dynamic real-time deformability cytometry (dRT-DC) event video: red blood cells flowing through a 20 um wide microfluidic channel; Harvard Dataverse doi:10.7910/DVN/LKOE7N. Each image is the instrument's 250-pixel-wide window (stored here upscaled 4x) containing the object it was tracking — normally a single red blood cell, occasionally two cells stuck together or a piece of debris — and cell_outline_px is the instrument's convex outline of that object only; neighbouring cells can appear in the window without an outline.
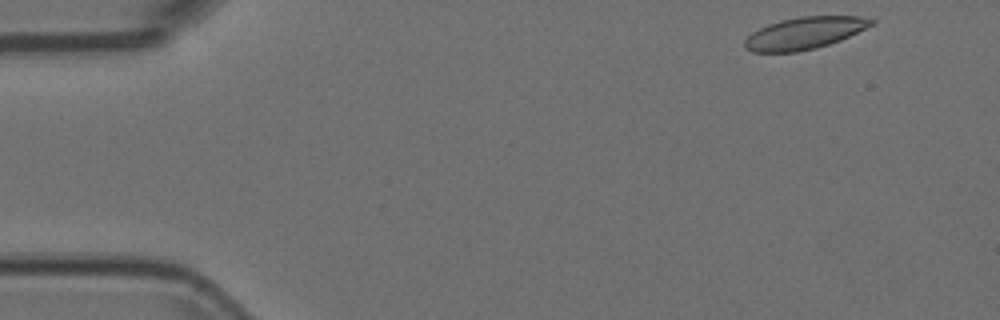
{"species": "Egyptian fruit bat (a non-hibernating species)", "species_latin": "Rousettus aegyptiacus", "temperature_condition": "room temperature", "stored_images_in_passage": 9, "camera_frame_rate_fps": 3000, "um_per_image_px": 0.085, "animal": {"sex": "female"}, "frame": {"image": 1, "passage_image": 1, "time_ms": 0.0, "image_size_px": [1000, 320], "cell_outline_px": [[876, 20], [872, 24], [840, 40], [816, 48], [796, 52], [752, 52], [744, 48], [744, 40], [752, 32], [768, 24], [780, 20], [800, 16], [860, 16]], "centroid_in_image_um": [68.33, 2.81], "position_along_channel_um": 16.7, "area_um2": 23.47}}